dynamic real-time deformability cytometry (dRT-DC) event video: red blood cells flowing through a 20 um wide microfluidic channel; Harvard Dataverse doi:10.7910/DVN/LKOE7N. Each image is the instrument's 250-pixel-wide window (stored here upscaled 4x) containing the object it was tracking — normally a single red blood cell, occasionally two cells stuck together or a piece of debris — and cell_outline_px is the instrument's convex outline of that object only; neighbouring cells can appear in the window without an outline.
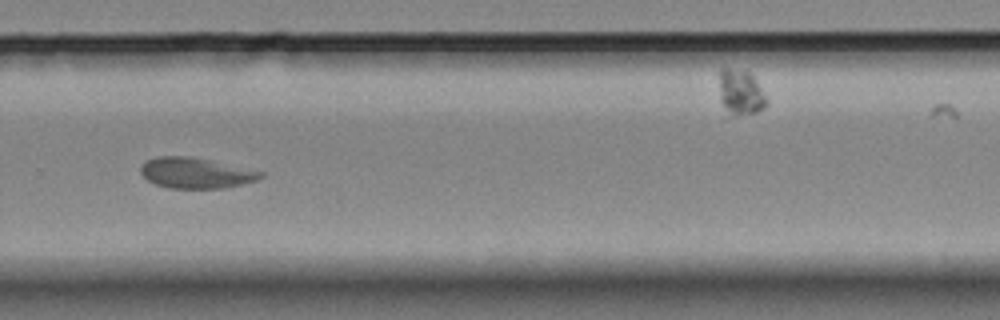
{"species": "Egyptian fruit bat (a non-hibernating species)", "species_latin": "Rousettus aegyptiacus", "temperature_condition": "room temperature", "stored_images_in_passage": 10, "segment_of_instrument_passage": [2, 2], "camera_frame_rate_fps": 3000, "um_per_image_px": 0.085, "animal": {"sex": "female"}, "frame": {"image": 1, "passage_image": 7, "time_ms": 2.0, "image_size_px": [1000, 320], "cell_outline_px": [[264, 176], [256, 180], [224, 188], [168, 188], [156, 184], [148, 180], [140, 172], [140, 164], [144, 160], [156, 156], [188, 156], [208, 160], [264, 172]], "centroid_in_image_um": [16.58, 14.69], "position_along_channel_um": 313.2, "area_um2": 21.27}}